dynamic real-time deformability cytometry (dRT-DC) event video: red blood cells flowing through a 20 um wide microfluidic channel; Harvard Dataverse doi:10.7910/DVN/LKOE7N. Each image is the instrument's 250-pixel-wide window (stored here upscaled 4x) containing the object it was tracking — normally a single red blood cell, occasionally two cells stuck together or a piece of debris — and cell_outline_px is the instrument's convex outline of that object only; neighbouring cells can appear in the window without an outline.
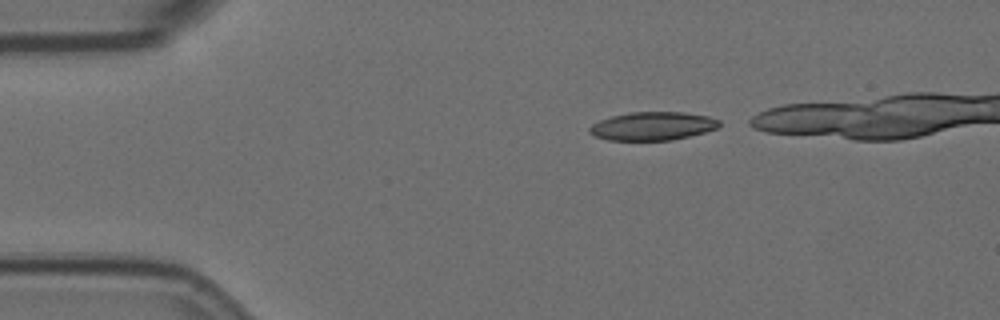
{"species": "Egyptian fruit bat (a non-hibernating species)", "species_latin": "Rousettus aegyptiacus", "temperature_condition": "room temperature", "stored_images_in_passage": 6, "camera_frame_rate_fps": 3000, "um_per_image_px": 0.085, "animal": {"sex": "female"}, "frame": {"image": 1, "passage_image": 1, "time_ms": 0.0, "image_size_px": [1000, 320], "cell_outline_px": [[720, 124], [716, 128], [704, 132], [672, 140], [608, 140], [596, 136], [588, 132], [588, 128], [592, 124], [600, 120], [612, 116], [632, 112], [684, 112], [708, 116], [720, 120]], "centroid_in_image_um": [55.46, 10.71], "position_along_channel_um": 29.5, "area_um2": 21.33}}